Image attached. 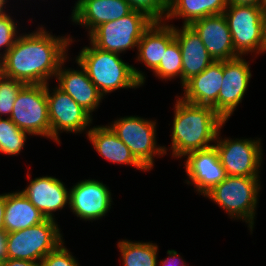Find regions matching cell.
Segmentation results:
<instances>
[{
	"mask_svg": "<svg viewBox=\"0 0 266 266\" xmlns=\"http://www.w3.org/2000/svg\"><path fill=\"white\" fill-rule=\"evenodd\" d=\"M228 5H253L262 7V0H227Z\"/></svg>",
	"mask_w": 266,
	"mask_h": 266,
	"instance_id": "obj_34",
	"label": "cell"
},
{
	"mask_svg": "<svg viewBox=\"0 0 266 266\" xmlns=\"http://www.w3.org/2000/svg\"><path fill=\"white\" fill-rule=\"evenodd\" d=\"M250 65L245 56L223 61V80L217 99V113L226 123L249 89L252 77Z\"/></svg>",
	"mask_w": 266,
	"mask_h": 266,
	"instance_id": "obj_13",
	"label": "cell"
},
{
	"mask_svg": "<svg viewBox=\"0 0 266 266\" xmlns=\"http://www.w3.org/2000/svg\"><path fill=\"white\" fill-rule=\"evenodd\" d=\"M266 53V19H265V24H264V42H263V47H262V54Z\"/></svg>",
	"mask_w": 266,
	"mask_h": 266,
	"instance_id": "obj_38",
	"label": "cell"
},
{
	"mask_svg": "<svg viewBox=\"0 0 266 266\" xmlns=\"http://www.w3.org/2000/svg\"><path fill=\"white\" fill-rule=\"evenodd\" d=\"M96 153L112 164L134 167L136 170L149 172L131 153L130 149L117 137L112 129L106 125H94L87 132Z\"/></svg>",
	"mask_w": 266,
	"mask_h": 266,
	"instance_id": "obj_21",
	"label": "cell"
},
{
	"mask_svg": "<svg viewBox=\"0 0 266 266\" xmlns=\"http://www.w3.org/2000/svg\"><path fill=\"white\" fill-rule=\"evenodd\" d=\"M10 1L11 0H9V1L8 0H0V15L5 14V13L8 12L9 9H7V6H9L8 3H10Z\"/></svg>",
	"mask_w": 266,
	"mask_h": 266,
	"instance_id": "obj_37",
	"label": "cell"
},
{
	"mask_svg": "<svg viewBox=\"0 0 266 266\" xmlns=\"http://www.w3.org/2000/svg\"><path fill=\"white\" fill-rule=\"evenodd\" d=\"M119 261L122 266H158L159 246L156 243L131 241L128 239L118 240Z\"/></svg>",
	"mask_w": 266,
	"mask_h": 266,
	"instance_id": "obj_25",
	"label": "cell"
},
{
	"mask_svg": "<svg viewBox=\"0 0 266 266\" xmlns=\"http://www.w3.org/2000/svg\"><path fill=\"white\" fill-rule=\"evenodd\" d=\"M174 36L182 54V86L214 62L199 35L190 25H174Z\"/></svg>",
	"mask_w": 266,
	"mask_h": 266,
	"instance_id": "obj_19",
	"label": "cell"
},
{
	"mask_svg": "<svg viewBox=\"0 0 266 266\" xmlns=\"http://www.w3.org/2000/svg\"><path fill=\"white\" fill-rule=\"evenodd\" d=\"M29 184L20 192L43 214L46 219L56 220L55 212H59L65 207L69 208L70 189L65 183L53 176H40L31 179V174L27 171Z\"/></svg>",
	"mask_w": 266,
	"mask_h": 266,
	"instance_id": "obj_15",
	"label": "cell"
},
{
	"mask_svg": "<svg viewBox=\"0 0 266 266\" xmlns=\"http://www.w3.org/2000/svg\"><path fill=\"white\" fill-rule=\"evenodd\" d=\"M71 22L87 31V36L100 24L115 21L133 9L126 0H77L72 7Z\"/></svg>",
	"mask_w": 266,
	"mask_h": 266,
	"instance_id": "obj_17",
	"label": "cell"
},
{
	"mask_svg": "<svg viewBox=\"0 0 266 266\" xmlns=\"http://www.w3.org/2000/svg\"><path fill=\"white\" fill-rule=\"evenodd\" d=\"M65 241L48 253L41 261V266H80L77 258L66 248Z\"/></svg>",
	"mask_w": 266,
	"mask_h": 266,
	"instance_id": "obj_31",
	"label": "cell"
},
{
	"mask_svg": "<svg viewBox=\"0 0 266 266\" xmlns=\"http://www.w3.org/2000/svg\"><path fill=\"white\" fill-rule=\"evenodd\" d=\"M190 26L199 35L214 61H226L239 57L234 50L231 32L223 14L198 19Z\"/></svg>",
	"mask_w": 266,
	"mask_h": 266,
	"instance_id": "obj_18",
	"label": "cell"
},
{
	"mask_svg": "<svg viewBox=\"0 0 266 266\" xmlns=\"http://www.w3.org/2000/svg\"><path fill=\"white\" fill-rule=\"evenodd\" d=\"M112 195L109 186L100 180H80L70 187V212L86 222L101 220L113 208Z\"/></svg>",
	"mask_w": 266,
	"mask_h": 266,
	"instance_id": "obj_12",
	"label": "cell"
},
{
	"mask_svg": "<svg viewBox=\"0 0 266 266\" xmlns=\"http://www.w3.org/2000/svg\"><path fill=\"white\" fill-rule=\"evenodd\" d=\"M69 59L72 60L68 56L59 67L55 76L56 86L69 94L77 104L92 116L93 112H96V109L105 100V97L89 79L86 70L79 62L74 61L78 65L76 70L75 68L65 67L66 62L71 61Z\"/></svg>",
	"mask_w": 266,
	"mask_h": 266,
	"instance_id": "obj_16",
	"label": "cell"
},
{
	"mask_svg": "<svg viewBox=\"0 0 266 266\" xmlns=\"http://www.w3.org/2000/svg\"><path fill=\"white\" fill-rule=\"evenodd\" d=\"M261 177L226 176L204 197L225 211L231 220H240L247 224L253 234L257 207L259 204Z\"/></svg>",
	"mask_w": 266,
	"mask_h": 266,
	"instance_id": "obj_4",
	"label": "cell"
},
{
	"mask_svg": "<svg viewBox=\"0 0 266 266\" xmlns=\"http://www.w3.org/2000/svg\"><path fill=\"white\" fill-rule=\"evenodd\" d=\"M6 238L7 233L0 231V264L6 259Z\"/></svg>",
	"mask_w": 266,
	"mask_h": 266,
	"instance_id": "obj_35",
	"label": "cell"
},
{
	"mask_svg": "<svg viewBox=\"0 0 266 266\" xmlns=\"http://www.w3.org/2000/svg\"><path fill=\"white\" fill-rule=\"evenodd\" d=\"M219 129L214 146L227 176L260 177L263 162L261 138L222 137Z\"/></svg>",
	"mask_w": 266,
	"mask_h": 266,
	"instance_id": "obj_9",
	"label": "cell"
},
{
	"mask_svg": "<svg viewBox=\"0 0 266 266\" xmlns=\"http://www.w3.org/2000/svg\"><path fill=\"white\" fill-rule=\"evenodd\" d=\"M153 22L145 13L133 10L118 20L100 24L87 37L101 50L124 54L137 50L141 37Z\"/></svg>",
	"mask_w": 266,
	"mask_h": 266,
	"instance_id": "obj_6",
	"label": "cell"
},
{
	"mask_svg": "<svg viewBox=\"0 0 266 266\" xmlns=\"http://www.w3.org/2000/svg\"><path fill=\"white\" fill-rule=\"evenodd\" d=\"M174 40V24L154 21L139 41L135 62L143 64L153 72Z\"/></svg>",
	"mask_w": 266,
	"mask_h": 266,
	"instance_id": "obj_22",
	"label": "cell"
},
{
	"mask_svg": "<svg viewBox=\"0 0 266 266\" xmlns=\"http://www.w3.org/2000/svg\"><path fill=\"white\" fill-rule=\"evenodd\" d=\"M222 80L223 61H214L181 87L184 94H180L179 97L190 104L212 106L217 112V99Z\"/></svg>",
	"mask_w": 266,
	"mask_h": 266,
	"instance_id": "obj_20",
	"label": "cell"
},
{
	"mask_svg": "<svg viewBox=\"0 0 266 266\" xmlns=\"http://www.w3.org/2000/svg\"><path fill=\"white\" fill-rule=\"evenodd\" d=\"M0 266H41L40 262L6 258Z\"/></svg>",
	"mask_w": 266,
	"mask_h": 266,
	"instance_id": "obj_33",
	"label": "cell"
},
{
	"mask_svg": "<svg viewBox=\"0 0 266 266\" xmlns=\"http://www.w3.org/2000/svg\"><path fill=\"white\" fill-rule=\"evenodd\" d=\"M24 85L0 72V118H10L16 96Z\"/></svg>",
	"mask_w": 266,
	"mask_h": 266,
	"instance_id": "obj_28",
	"label": "cell"
},
{
	"mask_svg": "<svg viewBox=\"0 0 266 266\" xmlns=\"http://www.w3.org/2000/svg\"><path fill=\"white\" fill-rule=\"evenodd\" d=\"M44 25L23 32L0 60V72L28 84H48L54 79L75 38L53 35Z\"/></svg>",
	"mask_w": 266,
	"mask_h": 266,
	"instance_id": "obj_1",
	"label": "cell"
},
{
	"mask_svg": "<svg viewBox=\"0 0 266 266\" xmlns=\"http://www.w3.org/2000/svg\"><path fill=\"white\" fill-rule=\"evenodd\" d=\"M50 87V88H49ZM48 114L51 126V140L60 145V133L84 134L91 129L93 117L77 104L72 97L59 89L46 84Z\"/></svg>",
	"mask_w": 266,
	"mask_h": 266,
	"instance_id": "obj_11",
	"label": "cell"
},
{
	"mask_svg": "<svg viewBox=\"0 0 266 266\" xmlns=\"http://www.w3.org/2000/svg\"><path fill=\"white\" fill-rule=\"evenodd\" d=\"M15 20L17 19L9 12L0 15V60L14 46L15 41L21 35L20 23Z\"/></svg>",
	"mask_w": 266,
	"mask_h": 266,
	"instance_id": "obj_29",
	"label": "cell"
},
{
	"mask_svg": "<svg viewBox=\"0 0 266 266\" xmlns=\"http://www.w3.org/2000/svg\"><path fill=\"white\" fill-rule=\"evenodd\" d=\"M133 10L148 15L154 21H164L168 12V0H126Z\"/></svg>",
	"mask_w": 266,
	"mask_h": 266,
	"instance_id": "obj_30",
	"label": "cell"
},
{
	"mask_svg": "<svg viewBox=\"0 0 266 266\" xmlns=\"http://www.w3.org/2000/svg\"><path fill=\"white\" fill-rule=\"evenodd\" d=\"M57 220L44 222L23 230L7 233L6 258L40 262L64 242Z\"/></svg>",
	"mask_w": 266,
	"mask_h": 266,
	"instance_id": "obj_7",
	"label": "cell"
},
{
	"mask_svg": "<svg viewBox=\"0 0 266 266\" xmlns=\"http://www.w3.org/2000/svg\"><path fill=\"white\" fill-rule=\"evenodd\" d=\"M166 254L167 257L165 259L160 260V262L158 260L159 266H189L176 250L168 249Z\"/></svg>",
	"mask_w": 266,
	"mask_h": 266,
	"instance_id": "obj_32",
	"label": "cell"
},
{
	"mask_svg": "<svg viewBox=\"0 0 266 266\" xmlns=\"http://www.w3.org/2000/svg\"><path fill=\"white\" fill-rule=\"evenodd\" d=\"M183 158L187 185L202 197L227 176L215 146L187 153Z\"/></svg>",
	"mask_w": 266,
	"mask_h": 266,
	"instance_id": "obj_14",
	"label": "cell"
},
{
	"mask_svg": "<svg viewBox=\"0 0 266 266\" xmlns=\"http://www.w3.org/2000/svg\"><path fill=\"white\" fill-rule=\"evenodd\" d=\"M175 97L171 146L163 148L165 155L171 150L172 158L178 160L189 152L214 146L218 131L226 122L212 106L194 105Z\"/></svg>",
	"mask_w": 266,
	"mask_h": 266,
	"instance_id": "obj_2",
	"label": "cell"
},
{
	"mask_svg": "<svg viewBox=\"0 0 266 266\" xmlns=\"http://www.w3.org/2000/svg\"><path fill=\"white\" fill-rule=\"evenodd\" d=\"M157 124L156 119L131 115L116 118L108 126L150 172L155 167V157L165 156L164 145L157 143Z\"/></svg>",
	"mask_w": 266,
	"mask_h": 266,
	"instance_id": "obj_5",
	"label": "cell"
},
{
	"mask_svg": "<svg viewBox=\"0 0 266 266\" xmlns=\"http://www.w3.org/2000/svg\"><path fill=\"white\" fill-rule=\"evenodd\" d=\"M227 0H168V12L165 22L172 19L183 20L182 25H190L198 19L223 14Z\"/></svg>",
	"mask_w": 266,
	"mask_h": 266,
	"instance_id": "obj_24",
	"label": "cell"
},
{
	"mask_svg": "<svg viewBox=\"0 0 266 266\" xmlns=\"http://www.w3.org/2000/svg\"><path fill=\"white\" fill-rule=\"evenodd\" d=\"M121 56L119 53L101 50L90 42L73 59L81 64L92 83L106 97L120 89L136 90L146 82L145 72L125 62Z\"/></svg>",
	"mask_w": 266,
	"mask_h": 266,
	"instance_id": "obj_3",
	"label": "cell"
},
{
	"mask_svg": "<svg viewBox=\"0 0 266 266\" xmlns=\"http://www.w3.org/2000/svg\"><path fill=\"white\" fill-rule=\"evenodd\" d=\"M231 32L234 50L239 56L262 54L266 11L253 5H228L223 12ZM255 54V55H253Z\"/></svg>",
	"mask_w": 266,
	"mask_h": 266,
	"instance_id": "obj_8",
	"label": "cell"
},
{
	"mask_svg": "<svg viewBox=\"0 0 266 266\" xmlns=\"http://www.w3.org/2000/svg\"><path fill=\"white\" fill-rule=\"evenodd\" d=\"M10 120L33 137L51 140L46 84L24 85L16 96Z\"/></svg>",
	"mask_w": 266,
	"mask_h": 266,
	"instance_id": "obj_10",
	"label": "cell"
},
{
	"mask_svg": "<svg viewBox=\"0 0 266 266\" xmlns=\"http://www.w3.org/2000/svg\"><path fill=\"white\" fill-rule=\"evenodd\" d=\"M45 220L43 214L20 190L6 193L4 212V231L6 233L36 226Z\"/></svg>",
	"mask_w": 266,
	"mask_h": 266,
	"instance_id": "obj_23",
	"label": "cell"
},
{
	"mask_svg": "<svg viewBox=\"0 0 266 266\" xmlns=\"http://www.w3.org/2000/svg\"><path fill=\"white\" fill-rule=\"evenodd\" d=\"M154 76L161 81L180 79L182 87V54L176 40H174L164 52L159 66L153 71Z\"/></svg>",
	"mask_w": 266,
	"mask_h": 266,
	"instance_id": "obj_27",
	"label": "cell"
},
{
	"mask_svg": "<svg viewBox=\"0 0 266 266\" xmlns=\"http://www.w3.org/2000/svg\"><path fill=\"white\" fill-rule=\"evenodd\" d=\"M32 135L18 128L10 118H0V154L18 156Z\"/></svg>",
	"mask_w": 266,
	"mask_h": 266,
	"instance_id": "obj_26",
	"label": "cell"
},
{
	"mask_svg": "<svg viewBox=\"0 0 266 266\" xmlns=\"http://www.w3.org/2000/svg\"><path fill=\"white\" fill-rule=\"evenodd\" d=\"M262 7H263L264 10L266 11V0H262Z\"/></svg>",
	"mask_w": 266,
	"mask_h": 266,
	"instance_id": "obj_39",
	"label": "cell"
},
{
	"mask_svg": "<svg viewBox=\"0 0 266 266\" xmlns=\"http://www.w3.org/2000/svg\"><path fill=\"white\" fill-rule=\"evenodd\" d=\"M6 206V193L0 194V231H4V212Z\"/></svg>",
	"mask_w": 266,
	"mask_h": 266,
	"instance_id": "obj_36",
	"label": "cell"
}]
</instances>
